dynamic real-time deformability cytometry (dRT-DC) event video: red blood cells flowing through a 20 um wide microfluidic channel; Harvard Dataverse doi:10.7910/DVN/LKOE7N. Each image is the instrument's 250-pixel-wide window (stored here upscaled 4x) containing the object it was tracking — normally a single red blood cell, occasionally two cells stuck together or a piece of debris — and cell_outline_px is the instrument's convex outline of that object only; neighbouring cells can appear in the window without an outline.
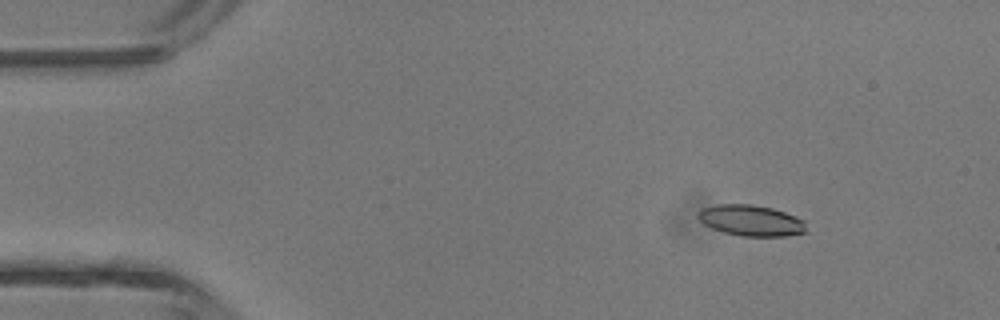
{"species": "common noctule bat (a hibernating species)", "species_latin": "Nyctalus noctula", "temperature_condition": "room temperature", "stored_images_in_passage": 5, "camera_frame_rate_fps": 3000, "um_per_image_px": 0.085, "animal": {"sex": "male", "body_mass_g": 13.3}, "frame": {"image": 1, "passage_image": 2, "time_ms": 1.333, "image_size_px": [1000, 320], "cell_outline_px": [[808, 232], [788, 236], [740, 236], [724, 232], [712, 228], [704, 224], [696, 216], [700, 208], [716, 204], [752, 204], [772, 208], [796, 216], [804, 220]], "centroid_in_image_um": [63.84, 18.74], "position_along_channel_um": 21.2, "area_um2": 19.77}}
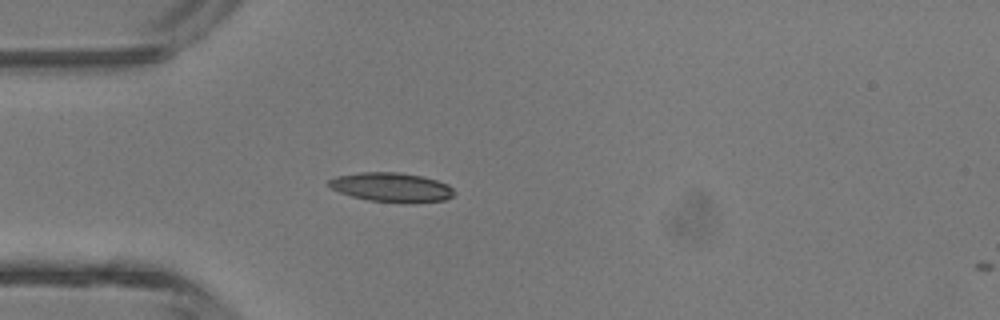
{"frame": {"image": 2, "passage_image": 4, "time_ms": 3.667, "image_size_px": [1000, 320], "cell_outline_px": [[456, 192], [452, 196], [444, 200], [368, 200], [352, 196], [340, 192], [332, 188], [328, 184], [328, 180], [336, 176], [360, 172], [400, 172], [420, 176], [436, 180], [448, 184]], "centroid_in_image_um": [33.23, 15.86], "position_along_channel_um": 51.8, "area_um2": 20.4}}